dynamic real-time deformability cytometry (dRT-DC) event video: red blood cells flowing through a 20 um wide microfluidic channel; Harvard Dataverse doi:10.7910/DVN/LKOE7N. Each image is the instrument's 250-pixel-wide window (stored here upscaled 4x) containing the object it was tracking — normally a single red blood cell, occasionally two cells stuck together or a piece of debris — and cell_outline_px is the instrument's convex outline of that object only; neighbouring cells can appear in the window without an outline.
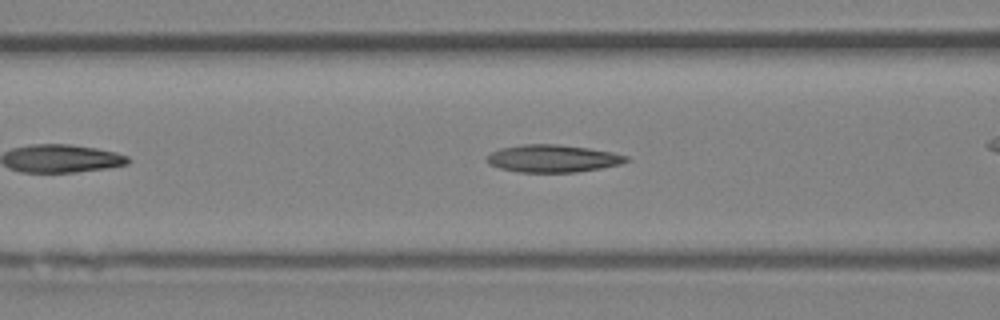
{"species": "Egyptian fruit bat (a non-hibernating species)", "species_latin": "Rousettus aegyptiacus", "temperature_condition": "room temperature", "stored_images_in_passage": 28, "camera_frame_rate_fps": 3000, "um_per_image_px": 0.085, "animal": {"sex": "female"}, "frame": {"image": 1, "passage_image": 9, "time_ms": 2.667, "image_size_px": [1000, 320], "cell_outline_px": [[632, 160], [620, 164], [600, 168], [576, 172], [516, 172], [500, 168], [488, 164], [484, 160], [492, 152], [500, 148], [524, 144], [560, 144], [588, 148], [612, 152], [628, 156]], "centroid_in_image_um": [46.98, 13.47], "position_along_channel_um": 119.6, "area_um2": 22.43}}